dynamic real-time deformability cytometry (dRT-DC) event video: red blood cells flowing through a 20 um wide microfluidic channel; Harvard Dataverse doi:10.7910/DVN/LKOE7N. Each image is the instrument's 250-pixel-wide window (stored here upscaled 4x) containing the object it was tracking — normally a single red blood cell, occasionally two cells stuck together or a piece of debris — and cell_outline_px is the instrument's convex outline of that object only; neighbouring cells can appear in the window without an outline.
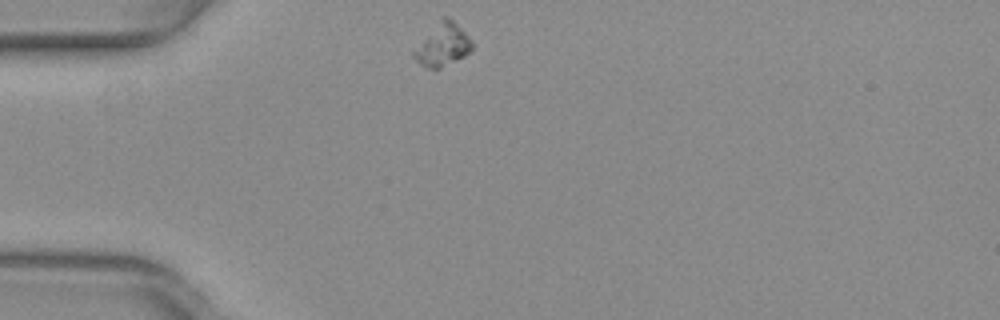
{"species": "common noctule bat (a hibernating species)", "species_latin": "Nyctalus noctula", "temperature_condition": "warm", "stored_images_in_passage": 8, "camera_frame_rate_fps": 3000, "um_per_image_px": 0.085, "animal": {"sex": "female", "body_mass_g": 29.2, "forearm_length_mm": 56.3}, "frame": {"image": 1, "passage_image": 1, "time_ms": 0.0, "image_size_px": [1000, 320], "cell_outline_px": [[476, 44], [464, 56], [440, 68], [428, 68], [420, 64], [412, 56], [412, 52], [440, 16], [448, 16]], "centroid_in_image_um": [37.62, 3.79], "position_along_channel_um": 47.4, "area_um2": 14.39}}
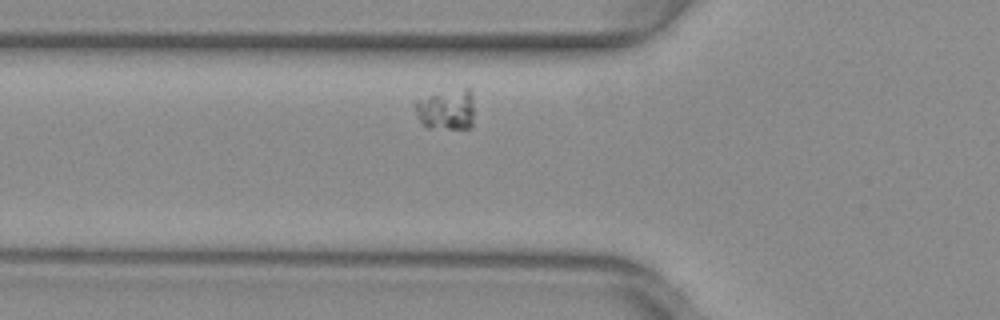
{"frame": {"image": 2, "passage_image": 6, "time_ms": 1.667, "image_size_px": [1000, 320], "cell_outline_px": [[472, 128], [428, 128], [416, 116], [416, 100], [428, 96], [468, 84], [472, 92]], "centroid_in_image_um": [37.99, 9.26], "position_along_channel_um": 87.8, "area_um2": 14.22}}